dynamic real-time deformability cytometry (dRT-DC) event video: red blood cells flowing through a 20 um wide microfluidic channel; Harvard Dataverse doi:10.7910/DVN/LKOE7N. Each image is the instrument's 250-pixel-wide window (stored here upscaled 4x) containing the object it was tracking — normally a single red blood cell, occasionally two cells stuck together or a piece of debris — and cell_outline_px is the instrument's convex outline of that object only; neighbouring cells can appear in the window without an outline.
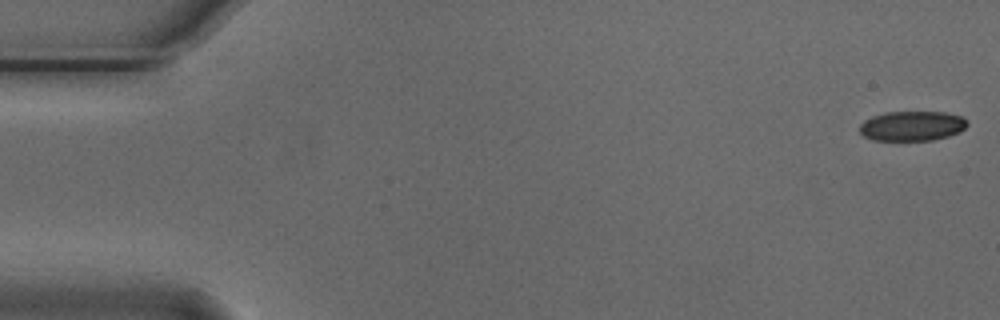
{"species": "Egyptian fruit bat (a non-hibernating species)", "species_latin": "Rousettus aegyptiacus", "temperature_condition": "cold", "stored_images_in_passage": 12, "camera_frame_rate_fps": 3000, "um_per_image_px": 0.085, "animal": {"sex": "male"}, "frame": {"image": 1, "passage_image": 1, "time_ms": 0.0, "image_size_px": [1000, 320], "cell_outline_px": [[968, 124], [960, 132], [948, 136], [932, 140], [872, 140], [864, 136], [860, 132], [860, 124], [864, 120], [872, 116], [888, 112], [944, 112], [964, 116], [968, 120]], "centroid_in_image_um": [77.55, 10.7], "position_along_channel_um": 7.4, "area_um2": 18.79}}